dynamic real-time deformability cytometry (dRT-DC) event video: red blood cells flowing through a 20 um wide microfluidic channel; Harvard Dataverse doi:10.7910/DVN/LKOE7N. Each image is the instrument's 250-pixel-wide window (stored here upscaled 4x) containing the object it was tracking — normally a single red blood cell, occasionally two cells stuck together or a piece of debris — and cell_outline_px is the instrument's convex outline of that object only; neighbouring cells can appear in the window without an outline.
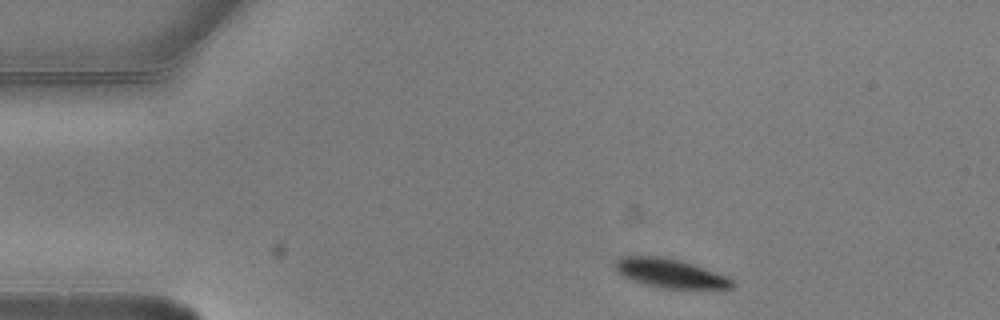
{"species": "common noctule bat (a hibernating species)", "species_latin": "Nyctalus noctula", "temperature_condition": "warm", "stored_images_in_passage": 3, "camera_frame_rate_fps": 3000, "um_per_image_px": 0.085, "animal": {"sex": "male", "body_mass_g": 20.5, "forearm_length_mm": 52.5}, "frame": {"image": 1, "passage_image": 1, "time_ms": 0.0, "image_size_px": [1000, 320], "cell_outline_px": [[736, 284], [732, 288], [664, 288], [644, 284], [632, 280], [616, 272], [612, 264], [620, 256], [660, 256], [692, 264], [724, 276], [732, 280]], "centroid_in_image_um": [56.87, 23.22], "position_along_channel_um": 28.1, "area_um2": 19.42}}
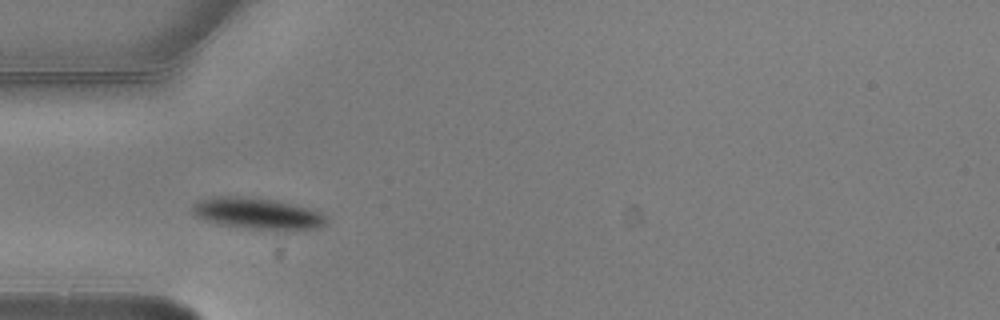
{"frame": {"image": 2, "passage_image": 3, "time_ms": 0.667, "image_size_px": [1000, 320], "cell_outline_px": [[328, 220], [324, 224], [316, 228], [288, 232], [276, 232], [220, 224], [208, 220], [192, 212], [192, 208], [196, 204], [204, 200], [216, 196], [240, 196], [272, 200], [316, 208]], "centroid_in_image_um": [22.04, 18.18], "position_along_channel_um": 63.0, "area_um2": 24.62}}